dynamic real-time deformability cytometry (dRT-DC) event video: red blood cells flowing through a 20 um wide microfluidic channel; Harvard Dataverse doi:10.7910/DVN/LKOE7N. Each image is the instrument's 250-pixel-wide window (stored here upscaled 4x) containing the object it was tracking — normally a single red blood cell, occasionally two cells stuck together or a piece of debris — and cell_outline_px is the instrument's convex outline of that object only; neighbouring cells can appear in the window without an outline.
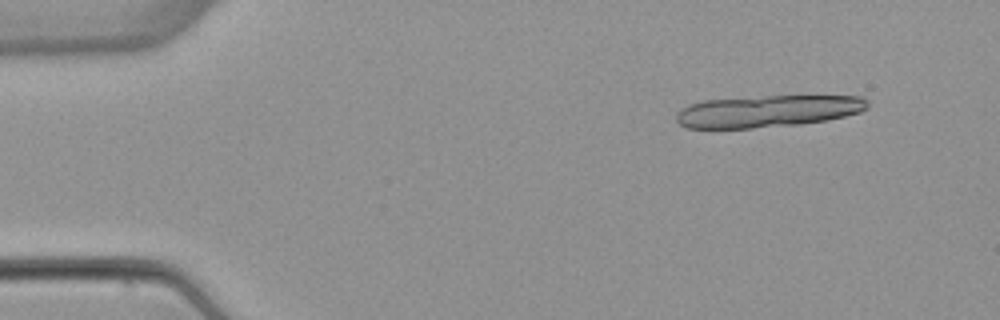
{"species": "common noctule bat (a hibernating species)", "species_latin": "Nyctalus noctula", "temperature_condition": "warm", "stored_images_in_passage": 5, "camera_frame_rate_fps": 3000, "um_per_image_px": 0.085, "animal": {"sex": "female", "body_mass_g": 22.7, "forearm_length_mm": 54.2}, "frame": {"image": 1, "passage_image": 2, "time_ms": 1.0, "image_size_px": [1000, 320], "cell_outline_px": [[868, 108], [860, 112], [828, 120], [800, 124], [752, 128], [688, 128], [680, 124], [676, 120], [676, 112], [688, 104], [704, 100], [764, 96], [864, 96], [868, 100]], "centroid_in_image_um": [65.26, 9.45], "position_along_channel_um": 19.7, "area_um2": 35.72}}
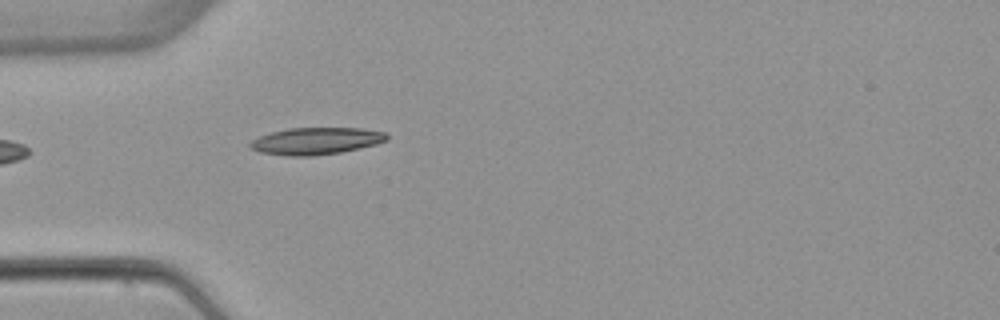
{"frame": {"image": 2, "passage_image": 5, "time_ms": 4.667, "image_size_px": [1000, 320], "cell_outline_px": [[388, 140], [376, 144], [360, 148], [340, 152], [312, 156], [288, 156], [260, 152], [248, 148], [248, 144], [252, 140], [260, 136], [272, 132], [288, 128], [360, 128], [384, 132], [388, 136]], "centroid_in_image_um": [26.84, 11.99], "position_along_channel_um": 58.2, "area_um2": 21.5}}